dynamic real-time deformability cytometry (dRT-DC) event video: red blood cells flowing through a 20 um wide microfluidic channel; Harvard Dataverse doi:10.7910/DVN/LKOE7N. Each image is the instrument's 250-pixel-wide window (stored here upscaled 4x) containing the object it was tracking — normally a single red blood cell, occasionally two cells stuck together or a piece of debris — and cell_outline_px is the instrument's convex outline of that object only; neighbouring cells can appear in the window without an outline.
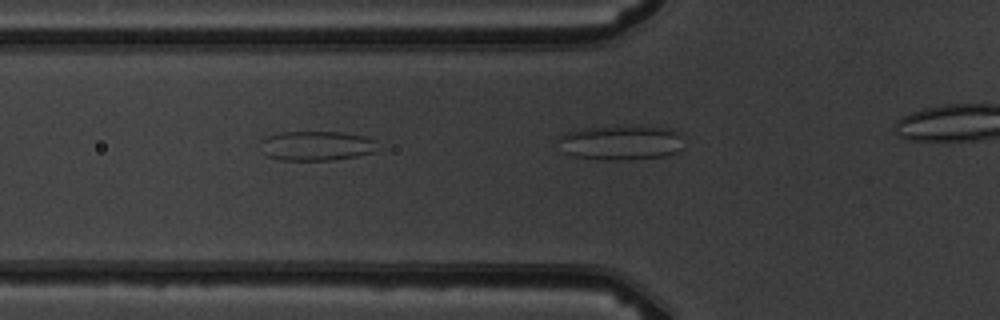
{"species": "common noctule bat (a hibernating species)", "species_latin": "Nyctalus noctula", "temperature_condition": "warm", "stored_images_in_passage": 3, "camera_frame_rate_fps": 3000, "um_per_image_px": 0.085, "animal": {"sex": "male", "body_mass_g": 19.5, "forearm_length_mm": 54.6}, "frame": {"image": 1, "passage_image": 2, "time_ms": 1.0, "image_size_px": [1000, 320], "cell_outline_px": [[380, 148], [376, 152], [356, 156], [332, 160], [280, 160], [268, 156], [260, 152], [260, 140], [268, 136], [280, 132], [344, 132], [364, 136], [376, 140]], "centroid_in_image_um": [26.92, 12.39], "position_along_channel_um": 98.9, "area_um2": 20.58}}